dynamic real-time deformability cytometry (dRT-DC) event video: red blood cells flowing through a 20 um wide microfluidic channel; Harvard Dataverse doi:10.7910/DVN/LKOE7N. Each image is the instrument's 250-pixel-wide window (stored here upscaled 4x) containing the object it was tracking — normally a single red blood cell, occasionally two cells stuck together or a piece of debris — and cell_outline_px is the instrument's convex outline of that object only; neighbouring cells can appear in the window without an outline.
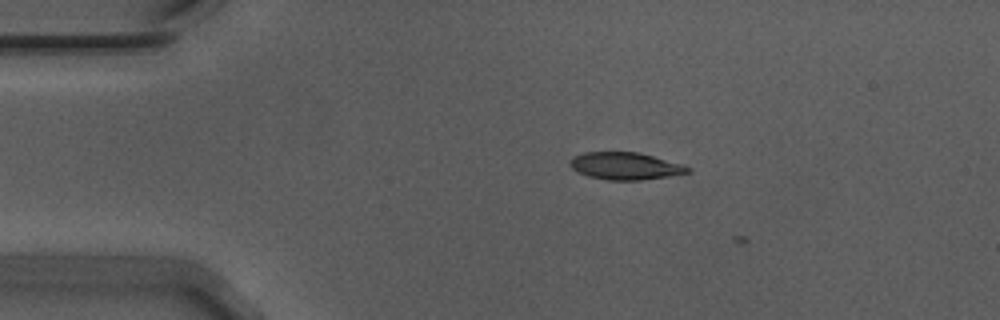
{"species": "Egyptian fruit bat (a non-hibernating species)", "species_latin": "Rousettus aegyptiacus", "temperature_condition": "warm", "stored_images_in_passage": 4, "camera_frame_rate_fps": 3000, "um_per_image_px": 0.085, "animal": {"sex": "male"}, "frame": {"image": 1, "passage_image": 2, "time_ms": 0.333, "image_size_px": [1000, 320], "cell_outline_px": [[692, 172], [668, 176], [640, 180], [608, 180], [588, 176], [572, 168], [568, 164], [568, 160], [572, 156], [584, 152], [640, 152], [684, 164], [692, 168]], "centroid_in_image_um": [53.17, 14.1], "position_along_channel_um": 31.8, "area_um2": 18.96}}